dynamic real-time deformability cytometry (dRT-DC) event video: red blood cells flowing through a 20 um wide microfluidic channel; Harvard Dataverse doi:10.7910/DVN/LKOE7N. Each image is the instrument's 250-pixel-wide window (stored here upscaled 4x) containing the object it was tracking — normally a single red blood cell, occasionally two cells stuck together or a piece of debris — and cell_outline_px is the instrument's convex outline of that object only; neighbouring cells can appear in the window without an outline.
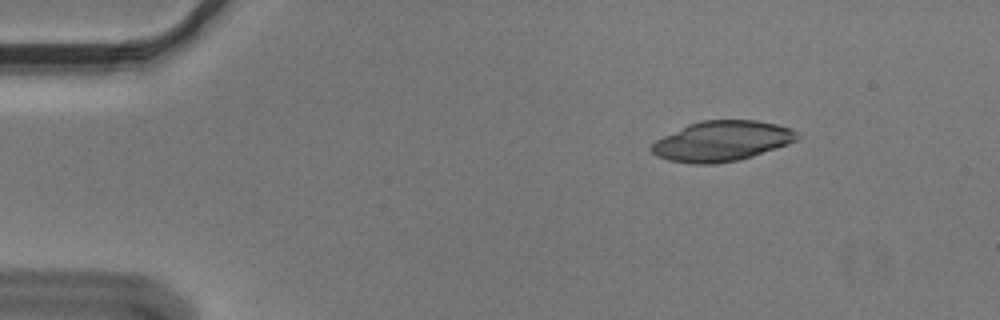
{"species": "Egyptian fruit bat (a non-hibernating species)", "species_latin": "Rousettus aegyptiacus", "temperature_condition": "cold", "stored_images_in_passage": 47, "camera_frame_rate_fps": 3000, "um_per_image_px": 0.085, "animal": {"sex": "male"}, "frame": {"image": 1, "passage_image": 1, "time_ms": 0.0, "image_size_px": [1000, 320], "cell_outline_px": [[804, 136], [788, 144], [740, 160], [716, 164], [692, 164], [668, 160], [656, 156], [648, 148], [656, 140], [688, 124], [700, 120], [756, 120], [776, 124], [792, 128], [800, 132]], "centroid_in_image_um": [61.39, 11.99], "position_along_channel_um": 23.6, "area_um2": 34.45}}